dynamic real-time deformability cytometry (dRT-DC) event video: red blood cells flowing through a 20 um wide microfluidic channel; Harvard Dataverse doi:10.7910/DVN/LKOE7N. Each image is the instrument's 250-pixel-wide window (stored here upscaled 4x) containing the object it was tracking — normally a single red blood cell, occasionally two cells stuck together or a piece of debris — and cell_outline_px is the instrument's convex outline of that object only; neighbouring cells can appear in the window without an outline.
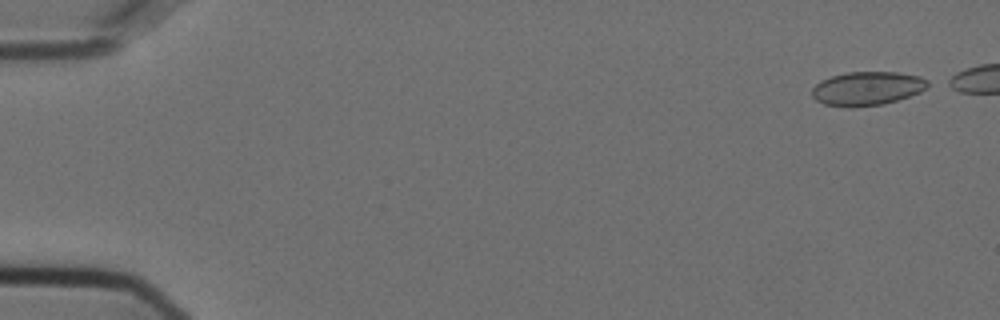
{"species": "Egyptian fruit bat (a non-hibernating species)", "species_latin": "Rousettus aegyptiacus", "temperature_condition": "cold", "stored_images_in_passage": 25, "camera_frame_rate_fps": 3000, "um_per_image_px": 0.085, "animal": {"sex": "female"}, "frame": {"image": 1, "passage_image": 1, "time_ms": 0.0, "image_size_px": [1000, 320], "cell_outline_px": [[932, 84], [920, 92], [884, 104], [852, 108], [848, 108], [824, 104], [816, 100], [812, 96], [812, 88], [820, 80], [832, 76], [848, 72], [896, 72], [920, 76], [928, 80]], "centroid_in_image_um": [73.71, 7.52], "position_along_channel_um": 11.3, "area_um2": 23.0}}
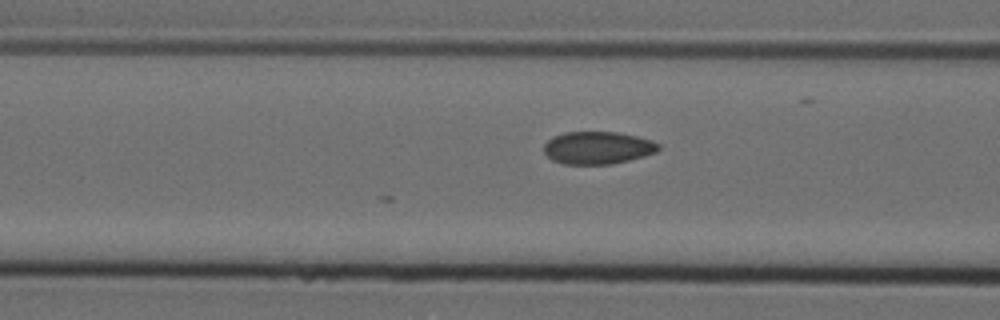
{"frame": {"image": 2, "passage_image": 21, "time_ms": 6.667, "image_size_px": [1000, 320], "cell_outline_px": [[660, 148], [656, 152], [644, 156], [612, 164], [564, 164], [552, 160], [544, 152], [544, 144], [552, 136], [564, 132], [616, 132], [636, 136], [652, 140], [660, 144]], "centroid_in_image_um": [50.79, 12.56], "position_along_channel_um": 115.8, "area_um2": 21.79}}
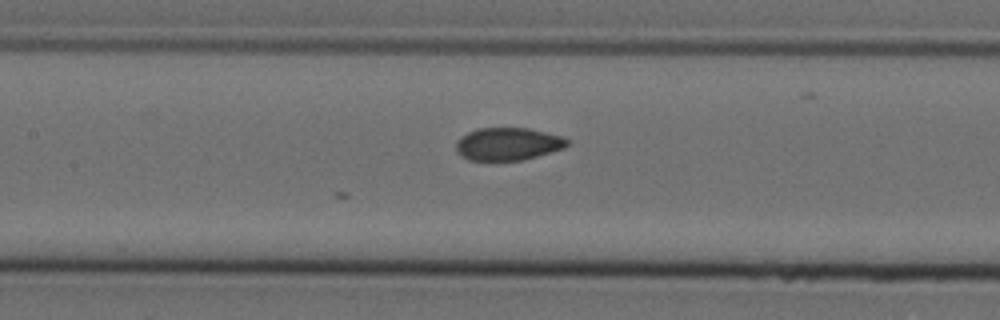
{"frame": {"image": 3, "passage_image": 25, "time_ms": 8.0, "image_size_px": [1000, 320], "cell_outline_px": [[568, 144], [564, 148], [524, 160], [468, 160], [460, 156], [456, 152], [456, 140], [460, 136], [476, 128], [528, 128], [560, 136], [568, 140]], "centroid_in_image_um": [43.11, 12.24], "position_along_channel_um": 164.3, "area_um2": 21.21}}